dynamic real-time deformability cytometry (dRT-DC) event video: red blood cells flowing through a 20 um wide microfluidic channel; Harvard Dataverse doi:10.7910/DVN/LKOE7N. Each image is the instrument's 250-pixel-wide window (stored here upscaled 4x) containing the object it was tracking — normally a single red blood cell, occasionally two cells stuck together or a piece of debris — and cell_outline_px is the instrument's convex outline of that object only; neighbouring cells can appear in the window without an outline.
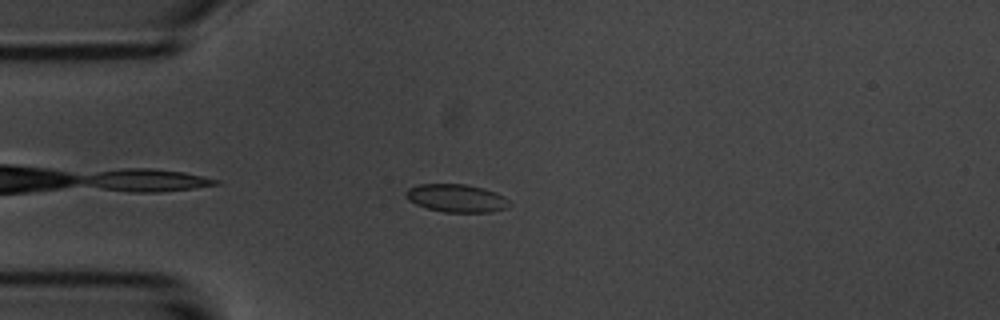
{"species": "common noctule bat (a hibernating species)", "species_latin": "Nyctalus noctula", "temperature_condition": "room temperature", "stored_images_in_passage": 38, "camera_frame_rate_fps": 3000, "um_per_image_px": 0.085, "animal": {"sex": "male", "body_mass_g": 20.1, "forearm_length_mm": 53.5}, "frame": {"image": 1, "passage_image": 5, "time_ms": 1.333, "image_size_px": [1000, 320], "cell_outline_px": [[512, 204], [508, 208], [492, 212], [444, 212], [428, 208], [416, 204], [408, 200], [404, 196], [404, 192], [408, 188], [420, 184], [468, 184], [484, 188], [496, 192], [504, 196]], "centroid_in_image_um": [38.82, 16.84], "position_along_channel_um": 46.2, "area_um2": 17.11}}
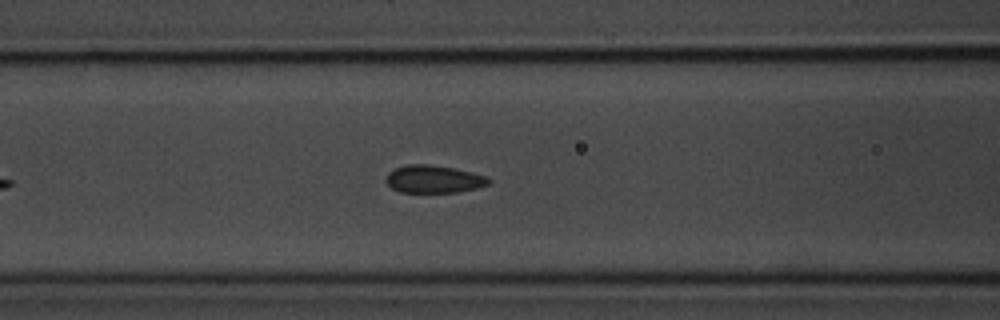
{"frame": {"image": 2, "passage_image": 13, "time_ms": 4.0, "image_size_px": [1000, 320], "cell_outline_px": [[492, 180], [488, 184], [476, 188], [460, 192], [400, 192], [392, 188], [388, 184], [388, 172], [396, 168], [408, 164], [428, 164], [452, 168], [472, 172], [488, 176]], "centroid_in_image_um": [36.91, 15.23], "position_along_channel_um": 129.7, "area_um2": 16.42}}
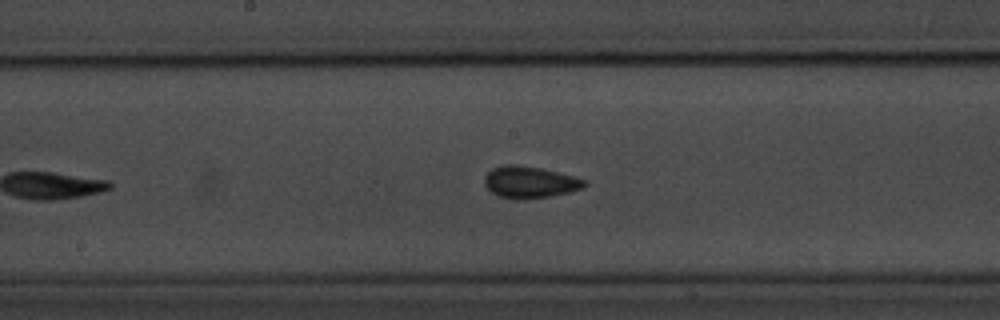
{"frame": {"image": 3, "passage_image": 19, "time_ms": 6.0, "image_size_px": [1000, 320], "cell_outline_px": [[588, 184], [584, 188], [568, 192], [548, 196], [524, 200], [512, 200], [496, 196], [484, 184], [484, 176], [492, 168], [500, 164], [516, 164], [540, 168], [572, 176], [584, 180]], "centroid_in_image_um": [44.97, 15.49], "position_along_channel_um": 203.2, "area_um2": 18.67}, "authors_computed_cell_mechanics": {"area_um2": 17.1666, "velocity_mm_per_s": 3.6734, "shape_relaxation_time_tau1_ms": 2.4041, "shape_relaxation_time_tau2_ms": 0.9377, "deformation_change_tau1": 0.0519, "deformation_change_tau2": 0.0389}}